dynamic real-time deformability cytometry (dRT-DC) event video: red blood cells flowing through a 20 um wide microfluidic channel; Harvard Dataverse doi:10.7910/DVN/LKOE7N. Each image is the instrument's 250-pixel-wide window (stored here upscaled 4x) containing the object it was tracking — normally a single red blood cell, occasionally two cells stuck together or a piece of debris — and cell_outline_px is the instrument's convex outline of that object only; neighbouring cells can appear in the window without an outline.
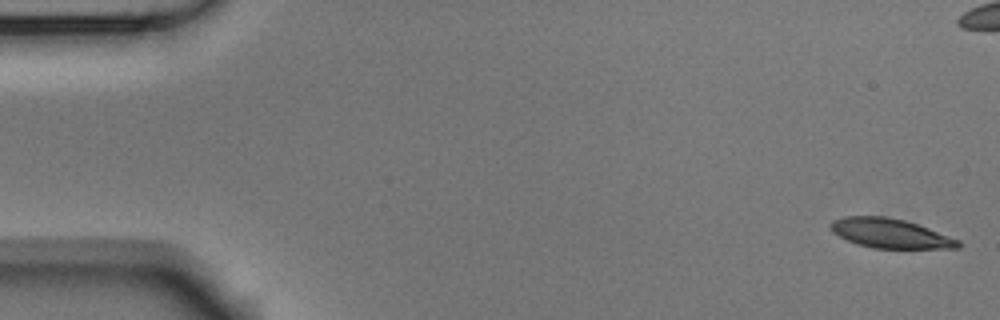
{"species": "Egyptian fruit bat (a non-hibernating species)", "species_latin": "Rousettus aegyptiacus", "temperature_condition": "room temperature", "stored_images_in_passage": 6, "camera_frame_rate_fps": 3000, "um_per_image_px": 0.085, "animal": {"sex": "male"}, "frame": {"image": 1, "passage_image": 1, "time_ms": 0.0, "image_size_px": [1000, 320], "cell_outline_px": [[960, 248], [872, 248], [856, 244], [832, 232], [828, 224], [832, 220], [844, 216], [884, 216], [904, 220], [928, 228], [960, 240]], "centroid_in_image_um": [75.63, 19.83], "position_along_channel_um": 9.4, "area_um2": 21.79}}